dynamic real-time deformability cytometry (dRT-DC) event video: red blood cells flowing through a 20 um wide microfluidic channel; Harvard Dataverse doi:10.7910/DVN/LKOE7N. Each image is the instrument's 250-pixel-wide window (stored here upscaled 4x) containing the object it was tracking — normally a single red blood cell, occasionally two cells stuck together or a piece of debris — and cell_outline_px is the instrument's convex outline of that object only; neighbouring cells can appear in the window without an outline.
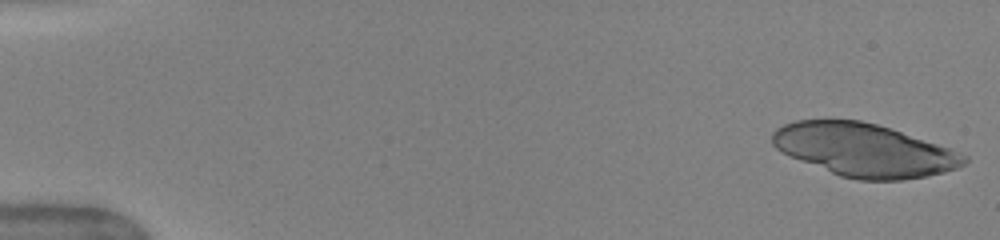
{"species": "human", "species_latin": "Homo sapiens", "temperature_condition": "warm", "stored_images_in_passage": 50, "camera_frame_rate_fps": 3000, "um_per_image_px": 0.085, "donor": {"sex": "female"}, "frame": {"image": 1, "passage_image": 1, "time_ms": 0.0, "image_size_px": [1000, 240], "cell_outline_px": [[968, 160], [964, 164], [956, 168], [944, 172], [924, 176], [900, 180], [860, 180], [840, 176], [788, 156], [776, 148], [772, 144], [772, 132], [776, 128], [784, 124], [796, 120], [860, 120], [876, 124], [952, 148], [968, 156]], "centroid_in_image_um": [73.44, 12.75], "position_along_channel_um": 11.6, "area_um2": 59.07}, "authors_computed_cell_mechanics": {"area_um2": 39.0728, "velocity_mm_per_s": 4.0349, "shape_relaxation_time_tau1_ms": 4.4672, "shape_relaxation_time_tau2_ms": 0.7733, "deformation_change_tau1": 0.2157, "deformation_change_tau2": 0.0764}}